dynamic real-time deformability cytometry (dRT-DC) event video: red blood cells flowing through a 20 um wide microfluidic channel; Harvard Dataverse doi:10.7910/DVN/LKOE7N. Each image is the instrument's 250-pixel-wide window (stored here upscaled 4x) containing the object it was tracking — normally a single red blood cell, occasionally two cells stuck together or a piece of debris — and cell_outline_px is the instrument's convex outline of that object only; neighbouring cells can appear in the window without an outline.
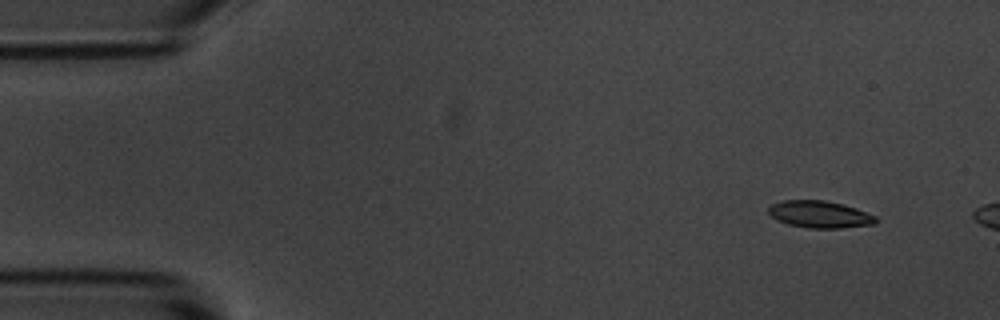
{"species": "common noctule bat (a hibernating species)", "species_latin": "Nyctalus noctula", "temperature_condition": "room temperature", "stored_images_in_passage": 6, "camera_frame_rate_fps": 3000, "um_per_image_px": 0.085, "animal": {"sex": "male", "body_mass_g": 20.1, "forearm_length_mm": 53.5}, "frame": {"image": 1, "passage_image": 1, "time_ms": 0.0, "image_size_px": [1000, 320], "cell_outline_px": [[880, 220], [876, 224], [840, 228], [808, 228], [788, 224], [776, 220], [768, 212], [768, 208], [772, 204], [784, 200], [824, 200], [844, 204], [856, 208], [876, 216]], "centroid_in_image_um": [69.71, 18.22], "position_along_channel_um": 15.3, "area_um2": 17.05}}